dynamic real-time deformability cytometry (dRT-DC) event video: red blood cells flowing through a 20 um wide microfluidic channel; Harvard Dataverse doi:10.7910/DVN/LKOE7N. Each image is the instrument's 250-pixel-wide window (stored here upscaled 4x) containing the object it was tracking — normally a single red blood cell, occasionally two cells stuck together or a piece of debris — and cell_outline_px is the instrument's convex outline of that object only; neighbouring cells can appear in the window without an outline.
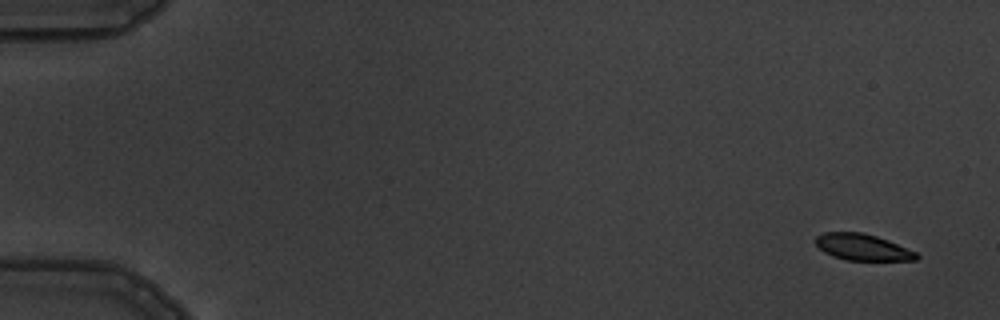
{"species": "common noctule bat (a hibernating species)", "species_latin": "Nyctalus noctula", "temperature_condition": "warm", "stored_images_in_passage": 6, "camera_frame_rate_fps": 3000, "um_per_image_px": 0.085, "animal": {"sex": "male", "body_mass_g": 19.5, "forearm_length_mm": 54.6}, "frame": {"image": 1, "passage_image": 1, "time_ms": 0.0, "image_size_px": [1000, 320], "cell_outline_px": [[920, 256], [916, 260], [844, 260], [832, 256], [824, 252], [816, 244], [816, 236], [824, 232], [864, 232], [888, 240], [916, 252]], "centroid_in_image_um": [73.31, 21.01], "position_along_channel_um": 11.7, "area_um2": 15.49}}